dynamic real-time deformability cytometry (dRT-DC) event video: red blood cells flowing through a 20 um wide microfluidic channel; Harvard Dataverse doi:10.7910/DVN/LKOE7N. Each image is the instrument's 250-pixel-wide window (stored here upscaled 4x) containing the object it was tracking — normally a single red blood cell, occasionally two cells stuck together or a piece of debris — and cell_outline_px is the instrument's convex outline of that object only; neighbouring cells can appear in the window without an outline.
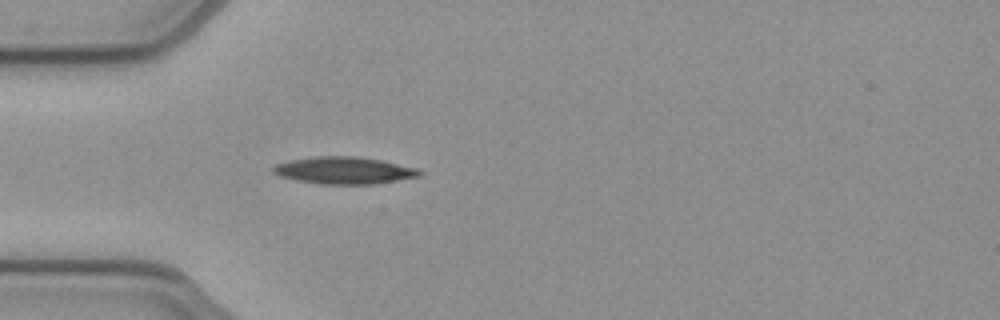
{"species": "common noctule bat (a hibernating species)", "species_latin": "Nyctalus noctula", "temperature_condition": "cold", "stored_images_in_passage": 38, "camera_frame_rate_fps": 3000, "um_per_image_px": 0.085, "animal": {"sex": "female", "body_mass_g": 21.9}, "frame": {"image": 1, "passage_image": 1, "time_ms": 0.0, "image_size_px": [1000, 320], "cell_outline_px": [[424, 172], [420, 176], [376, 184], [320, 184], [280, 176], [272, 172], [272, 168], [276, 164], [288, 160], [316, 156], [356, 156], [380, 160], [416, 168]], "centroid_in_image_um": [29.25, 14.48], "position_along_channel_um": 55.8, "area_um2": 23.0}}
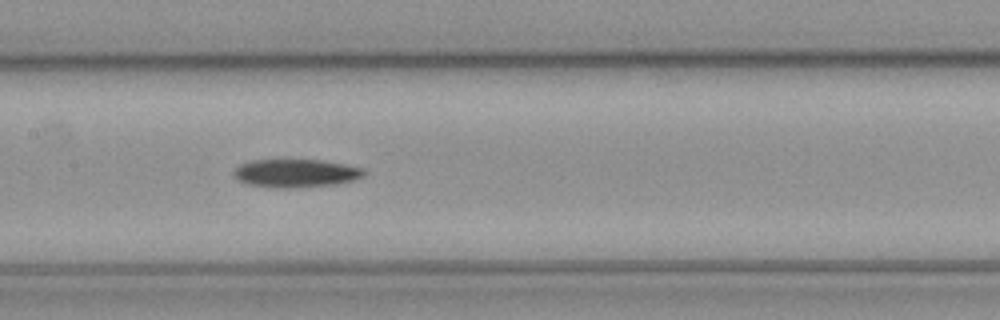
{"frame": {"image": 2, "passage_image": 11, "time_ms": 3.333, "image_size_px": [1000, 320], "cell_outline_px": [[368, 172], [364, 176], [352, 180], [336, 184], [296, 188], [276, 188], [248, 184], [236, 180], [232, 176], [232, 172], [240, 164], [252, 160], [320, 160], [344, 164], [364, 168]], "centroid_in_image_um": [25.13, 14.73], "position_along_channel_um": 182.3, "area_um2": 21.62}}
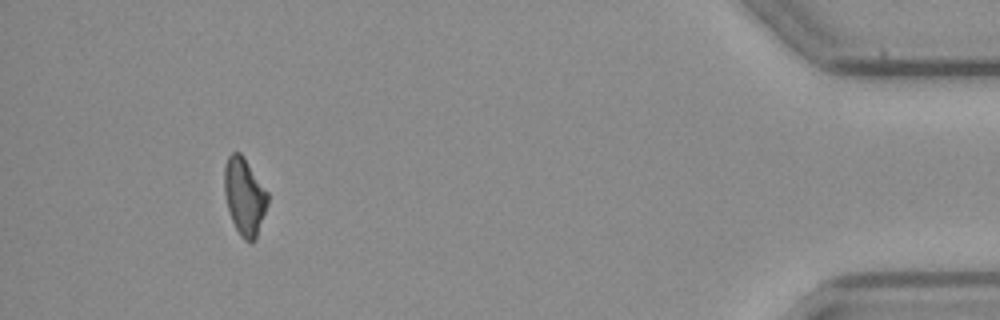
{"frame": {"image": 3, "passage_image": 34, "time_ms": 11.0, "image_size_px": [1000, 320], "cell_outline_px": [[268, 204], [256, 240], [252, 244], [244, 240], [240, 236], [232, 220], [228, 208], [224, 192], [224, 168], [228, 156], [232, 152], [240, 152], [244, 156], [268, 192]], "centroid_in_image_um": [20.79, 16.71], "position_along_channel_um": 414.4, "area_um2": 19.71}, "authors_computed_cell_mechanics": {"area_um2": 20.8369, "velocity_mm_per_s": 3.9318, "shape_relaxation_time_tau1_ms": 3.6337, "shape_relaxation_time_tau2_ms": null, "deformation_change_tau1": 0.1262, "deformation_change_tau2": null}}